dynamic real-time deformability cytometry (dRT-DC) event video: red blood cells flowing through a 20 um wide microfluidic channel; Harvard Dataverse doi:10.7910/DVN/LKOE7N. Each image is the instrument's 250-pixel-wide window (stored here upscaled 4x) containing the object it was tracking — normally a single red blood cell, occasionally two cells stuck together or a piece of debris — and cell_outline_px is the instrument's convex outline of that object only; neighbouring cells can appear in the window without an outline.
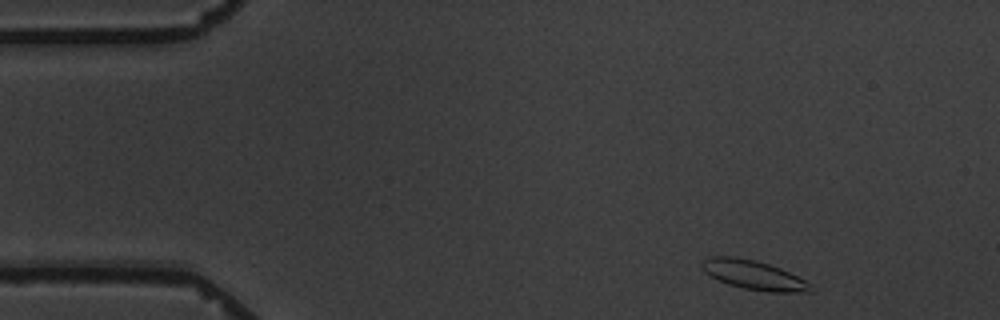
{"species": "common noctule bat (a hibernating species)", "species_latin": "Nyctalus noctula", "temperature_condition": "warm", "stored_images_in_passage": 6, "camera_frame_rate_fps": 3000, "um_per_image_px": 0.085, "animal": {"sex": "male", "body_mass_g": 19.5, "forearm_length_mm": 54.6}, "frame": {"image": 1, "passage_image": 6, "time_ms": 6.0, "image_size_px": [1000, 320], "cell_outline_px": [[816, 288], [812, 292], [768, 292], [744, 288], [728, 284], [704, 272], [700, 264], [708, 256], [736, 256], [756, 260], [780, 268], [812, 284]], "centroid_in_image_um": [64.08, 23.37], "position_along_channel_um": 20.9, "area_um2": 18.55}}